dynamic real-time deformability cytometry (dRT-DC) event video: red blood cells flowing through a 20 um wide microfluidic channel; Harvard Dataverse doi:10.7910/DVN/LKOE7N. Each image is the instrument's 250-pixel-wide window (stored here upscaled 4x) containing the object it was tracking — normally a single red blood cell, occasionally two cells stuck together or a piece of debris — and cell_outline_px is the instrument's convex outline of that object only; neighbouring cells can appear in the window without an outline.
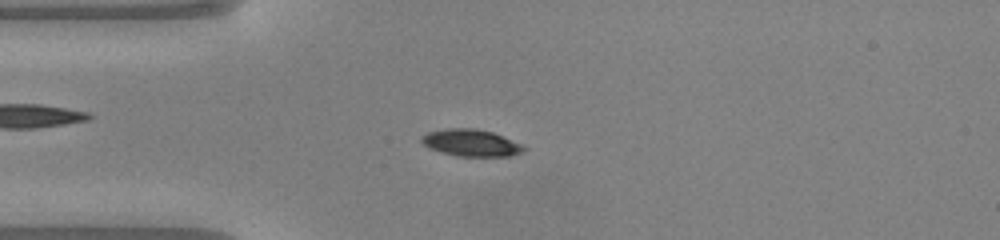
{"species": "common noctule bat (a hibernating species)", "species_latin": "Nyctalus noctula", "temperature_condition": "warm", "stored_images_in_passage": 48, "camera_frame_rate_fps": 3000, "um_per_image_px": 0.085, "animal": {"sex": "male", "body_mass_g": 20.0, "forearm_length_mm": 53.3}, "frame": {"image": 1, "passage_image": 11, "time_ms": 3.333, "image_size_px": [1000, 240], "cell_outline_px": [[528, 148], [524, 152], [512, 156], [456, 156], [432, 148], [424, 144], [420, 140], [420, 136], [428, 132], [448, 128], [476, 128], [492, 132], [524, 144]], "centroid_in_image_um": [40.12, 12.14], "position_along_channel_um": 44.9, "area_um2": 16.13}}
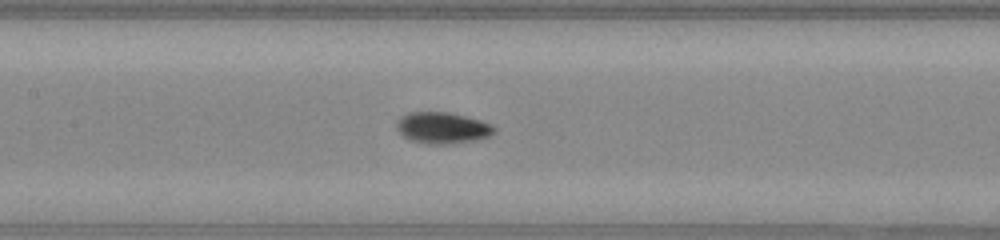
{"frame": {"image": 2, "passage_image": 21, "time_ms": 6.667, "image_size_px": [1000, 240], "cell_outline_px": [[496, 132], [488, 136], [476, 140], [444, 144], [428, 144], [412, 140], [404, 136], [396, 128], [396, 120], [400, 116], [408, 112], [448, 112], [480, 120], [492, 124], [496, 128]], "centroid_in_image_um": [37.6, 10.86], "position_along_channel_um": 169.8, "area_um2": 17.8}}
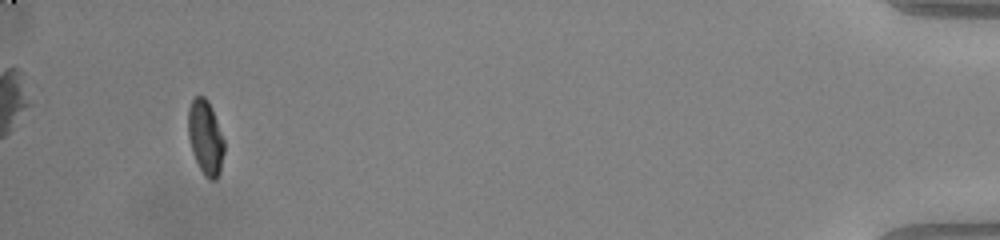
{"frame": {"image": 3, "passage_image": 45, "time_ms": 14.667, "image_size_px": [1000, 240], "cell_outline_px": [[224, 152], [220, 172], [216, 180], [208, 180], [204, 176], [192, 152], [188, 136], [188, 108], [192, 100], [196, 96], [204, 96], [208, 100], [212, 108], [224, 140]], "centroid_in_image_um": [17.46, 11.69], "position_along_channel_um": 417.7, "area_um2": 15.72}, "authors_computed_cell_mechanics": {"area_um2": 16.3285, "velocity_mm_per_s": 4.1106, "shape_relaxation_time_tau1_ms": 3.1881, "shape_relaxation_time_tau2_ms": 2.7619, "deformation_change_tau1": 0.1589, "deformation_change_tau2": 0.053}}